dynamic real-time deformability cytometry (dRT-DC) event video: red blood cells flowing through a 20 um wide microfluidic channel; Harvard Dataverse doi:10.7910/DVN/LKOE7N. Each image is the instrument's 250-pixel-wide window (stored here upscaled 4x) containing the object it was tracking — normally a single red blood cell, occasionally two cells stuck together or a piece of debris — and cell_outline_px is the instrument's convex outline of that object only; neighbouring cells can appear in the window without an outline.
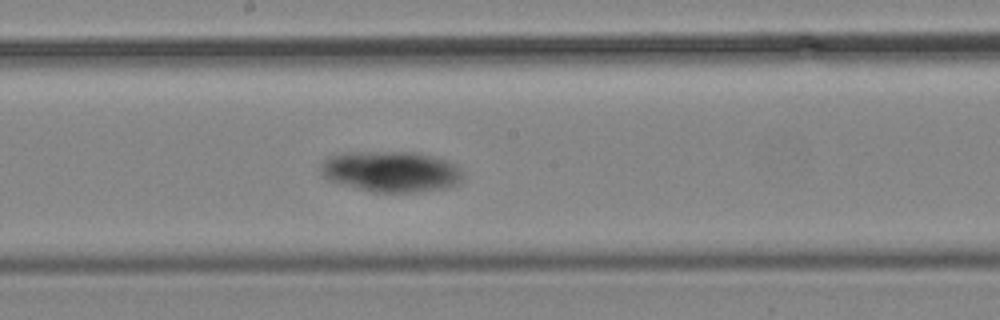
{"species": "common noctule bat (a hibernating species)", "species_latin": "Nyctalus noctula", "temperature_condition": "cold", "stored_images_in_passage": 9, "camera_frame_rate_fps": 3000, "um_per_image_px": 0.085, "animal": {"sex": "male", "body_mass_g": 19.2, "forearm_length_mm": 51.8}, "frame": {"image": 1, "passage_image": 8, "time_ms": 8.0, "image_size_px": [1000, 320], "cell_outline_px": [[464, 176], [460, 184], [448, 188], [420, 192], [372, 192], [328, 180], [320, 172], [320, 164], [328, 156], [348, 152], [416, 152], [448, 160], [456, 164]], "centroid_in_image_um": [33.27, 14.58], "position_along_channel_um": 214.9, "area_um2": 34.22}}